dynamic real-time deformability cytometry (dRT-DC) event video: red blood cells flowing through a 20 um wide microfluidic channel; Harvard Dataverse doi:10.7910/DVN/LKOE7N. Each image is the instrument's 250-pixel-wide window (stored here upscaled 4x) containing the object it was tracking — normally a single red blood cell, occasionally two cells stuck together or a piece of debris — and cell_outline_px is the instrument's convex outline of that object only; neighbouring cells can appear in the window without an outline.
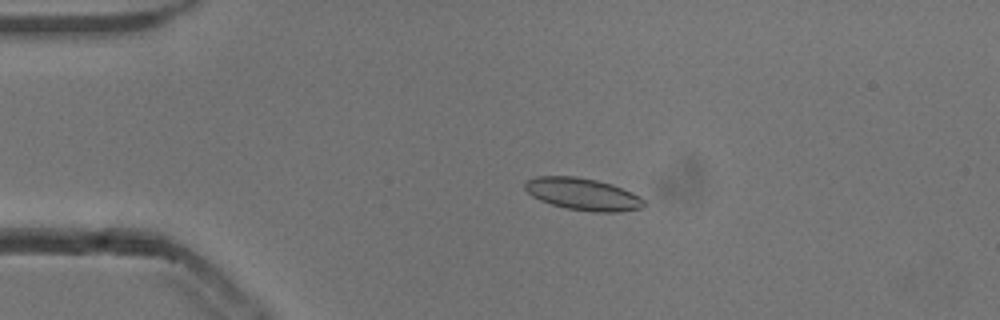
{"species": "common noctule bat (a hibernating species)", "species_latin": "Nyctalus noctula", "temperature_condition": "cold", "stored_images_in_passage": 51, "camera_frame_rate_fps": 3000, "um_per_image_px": 0.085, "animal": {"sex": "male", "body_mass_g": 13.3}, "frame": {"image": 1, "passage_image": 9, "time_ms": 2.667, "image_size_px": [1000, 320], "cell_outline_px": [[644, 208], [620, 212], [592, 212], [564, 208], [540, 200], [532, 196], [524, 188], [524, 184], [528, 180], [536, 176], [576, 176], [596, 180], [612, 184], [632, 192], [640, 196], [644, 200]], "centroid_in_image_um": [49.56, 16.51], "position_along_channel_um": 35.4, "area_um2": 22.43}}
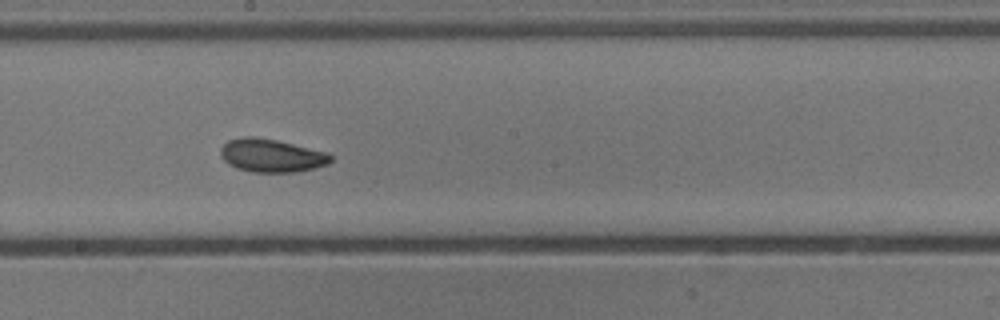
{"frame": {"image": 2, "passage_image": 27, "time_ms": 8.667, "image_size_px": [1000, 320], "cell_outline_px": [[332, 160], [328, 164], [296, 172], [252, 172], [236, 168], [228, 164], [220, 156], [220, 148], [228, 140], [244, 136], [252, 136], [276, 140], [328, 152], [332, 156]], "centroid_in_image_um": [23.05, 13.22], "position_along_channel_um": 225.1, "area_um2": 21.33}}
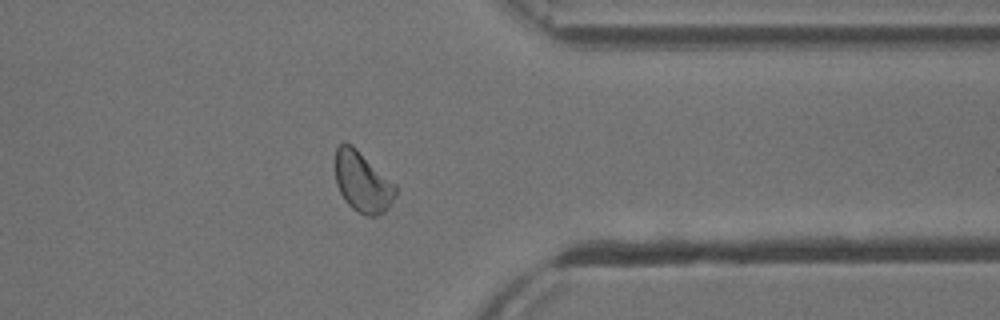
{"frame": {"image": 3, "passage_image": 40, "time_ms": 13.0, "image_size_px": [1000, 320], "cell_outline_px": [[396, 196], [388, 208], [384, 212], [376, 216], [368, 216], [352, 208], [344, 200], [336, 184], [336, 148], [344, 140], [352, 144], [396, 184]], "centroid_in_image_um": [30.82, 15.45], "position_along_channel_um": 380.6, "area_um2": 21.33}, "authors_computed_cell_mechanics": {"area_um2": 21.5594, "velocity_mm_per_s": 3.8123, "shape_relaxation_time_tau1_ms": 5.5232, "shape_relaxation_time_tau2_ms": 3.3026, "deformation_change_tau1": 0.0834, "deformation_change_tau2": 0.079}}